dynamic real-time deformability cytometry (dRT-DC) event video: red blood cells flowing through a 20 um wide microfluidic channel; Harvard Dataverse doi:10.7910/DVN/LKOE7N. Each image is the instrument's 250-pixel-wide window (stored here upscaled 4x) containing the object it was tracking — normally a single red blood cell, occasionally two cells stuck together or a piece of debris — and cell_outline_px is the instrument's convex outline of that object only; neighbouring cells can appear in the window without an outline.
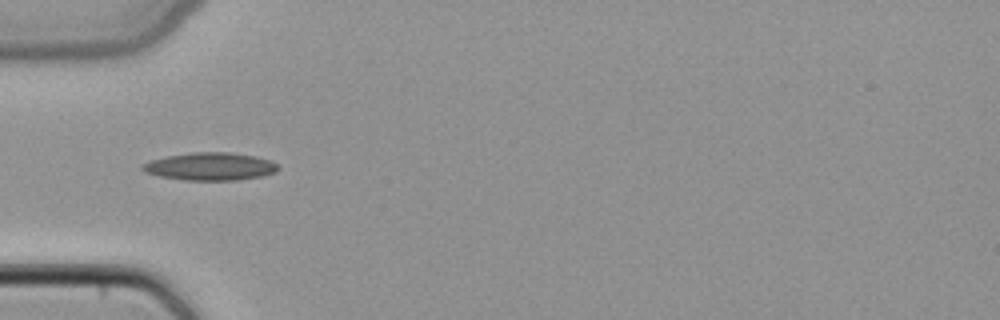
{"species": "common noctule bat (a hibernating species)", "species_latin": "Nyctalus noctula", "temperature_condition": "cold", "stored_images_in_passage": 33, "camera_frame_rate_fps": 3000, "um_per_image_px": 0.085, "animal": {"sex": "female", "body_mass_g": 22.7, "forearm_length_mm": 54.2}, "frame": {"image": 1, "passage_image": 1, "time_ms": 0.0, "image_size_px": [1000, 320], "cell_outline_px": [[280, 168], [276, 172], [264, 176], [236, 180], [184, 180], [160, 176], [144, 172], [140, 168], [148, 160], [168, 156], [192, 152], [228, 152], [256, 156], [272, 160]], "centroid_in_image_um": [17.89, 14.15], "position_along_channel_um": 67.1, "area_um2": 22.08}}
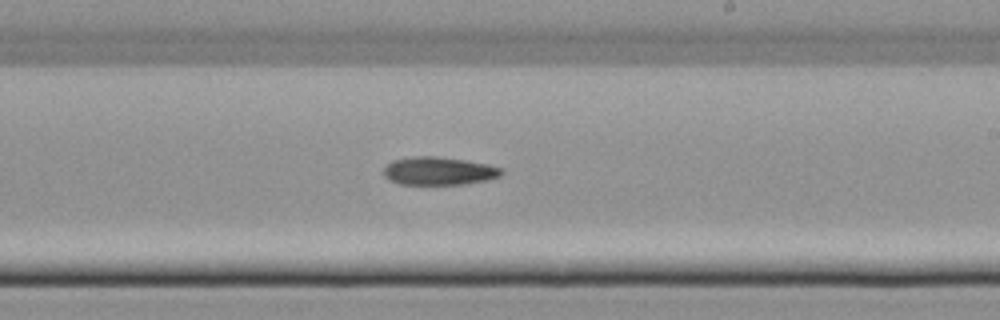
{"frame": {"image": 2, "passage_image": 14, "time_ms": 4.333, "image_size_px": [1000, 320], "cell_outline_px": [[504, 172], [500, 176], [488, 180], [464, 184], [400, 184], [388, 180], [384, 176], [384, 168], [392, 160], [412, 156], [436, 156], [464, 160], [488, 164], [500, 168]], "centroid_in_image_um": [37.28, 14.53], "position_along_channel_um": 251.7, "area_um2": 19.31}}
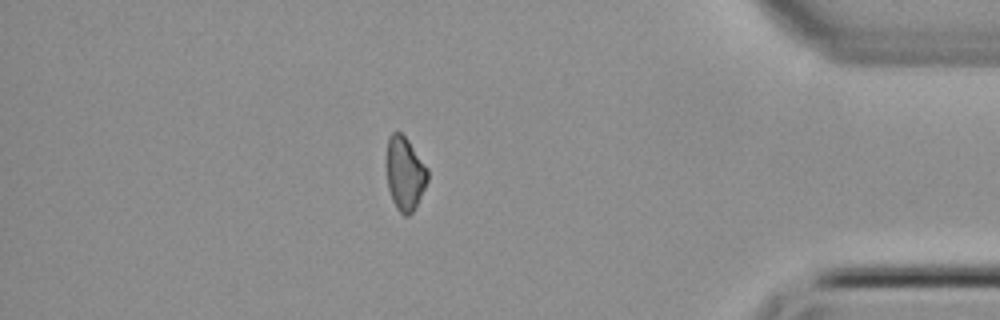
{"frame": {"image": 3, "passage_image": 27, "time_ms": 8.667, "image_size_px": [1000, 320], "cell_outline_px": [[428, 180], [416, 208], [408, 216], [404, 216], [396, 208], [392, 200], [388, 188], [384, 164], [384, 160], [388, 136], [392, 132], [400, 132], [408, 140], [428, 168]], "centroid_in_image_um": [34.37, 14.74], "position_along_channel_um": 400.8, "area_um2": 18.26}}